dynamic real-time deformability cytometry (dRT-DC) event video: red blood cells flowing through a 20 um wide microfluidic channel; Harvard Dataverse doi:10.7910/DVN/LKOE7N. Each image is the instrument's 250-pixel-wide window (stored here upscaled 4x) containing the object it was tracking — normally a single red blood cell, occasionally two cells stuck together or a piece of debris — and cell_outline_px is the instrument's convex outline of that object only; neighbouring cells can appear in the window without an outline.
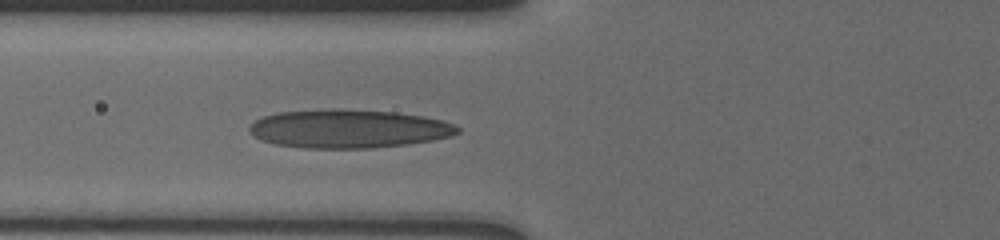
{"species": "human", "species_latin": "Homo sapiens", "temperature_condition": "cold", "stored_images_in_passage": 7, "camera_frame_rate_fps": 3000, "um_per_image_px": 0.085, "donor": {"sex": "male"}, "frame": {"image": 1, "passage_image": 7, "time_ms": 4.667, "image_size_px": [1000, 240], "cell_outline_px": [[460, 132], [452, 136], [432, 140], [408, 144], [372, 148], [304, 148], [276, 144], [260, 140], [252, 136], [248, 132], [248, 128], [256, 120], [264, 116], [280, 112], [332, 108], [340, 108], [392, 112], [424, 116], [456, 124], [460, 128]], "centroid_in_image_um": [29.62, 10.94], "position_along_channel_um": 96.2, "area_um2": 46.99}}